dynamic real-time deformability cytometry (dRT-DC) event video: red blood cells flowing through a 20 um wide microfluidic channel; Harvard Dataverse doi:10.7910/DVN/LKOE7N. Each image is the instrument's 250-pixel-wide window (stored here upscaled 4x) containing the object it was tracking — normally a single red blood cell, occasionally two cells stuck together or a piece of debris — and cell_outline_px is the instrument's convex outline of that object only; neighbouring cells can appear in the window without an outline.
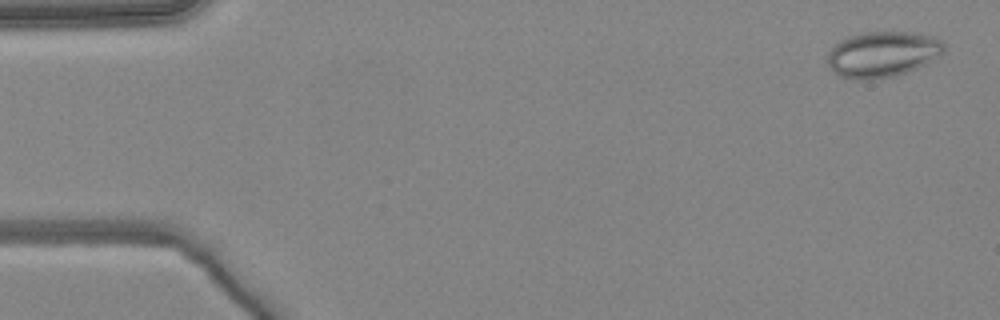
{"species": "common noctule bat (a hibernating species)", "species_latin": "Nyctalus noctula", "temperature_condition": "warm", "stored_images_in_passage": 6, "camera_frame_rate_fps": 3000, "um_per_image_px": 0.085, "animal": {"sex": "female", "body_mass_g": 24.6, "forearm_length_mm": 56.2}, "frame": {"image": 1, "passage_image": 1, "time_ms": 0.0, "image_size_px": [1000, 320], "cell_outline_px": [[944, 52], [940, 56], [916, 68], [896, 76], [872, 80], [856, 80], [840, 76], [828, 68], [828, 52], [840, 40], [848, 36], [860, 32], [912, 32], [932, 36], [940, 40], [944, 44]], "centroid_in_image_um": [74.99, 4.62], "position_along_channel_um": 10.0, "area_um2": 31.27}}